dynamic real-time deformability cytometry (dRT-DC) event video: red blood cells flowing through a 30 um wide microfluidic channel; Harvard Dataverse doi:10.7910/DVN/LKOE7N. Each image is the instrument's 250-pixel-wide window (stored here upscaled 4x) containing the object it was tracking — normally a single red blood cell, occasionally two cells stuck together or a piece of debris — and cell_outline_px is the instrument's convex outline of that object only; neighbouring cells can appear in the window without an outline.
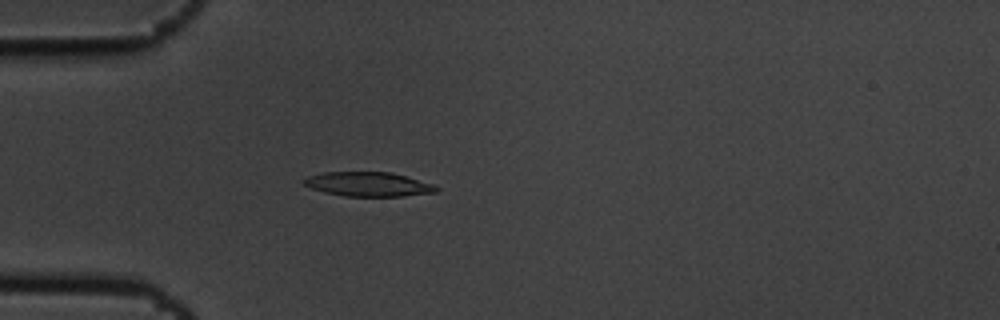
{"species": "common noctule bat (a hibernating species)", "species_latin": "Nyctalus noctula", "temperature_condition": "cold", "stored_images_in_passage": 5, "camera_frame_rate_fps": 3000, "um_per_image_px": 0.085, "animal": {"sex": "male", "body_mass_g": 19.5, "forearm_length_mm": 54.6}, "frame": {"image": 1, "passage_image": 5, "time_ms": 1.333, "image_size_px": [1000, 320], "cell_outline_px": [[440, 188], [436, 192], [404, 196], [344, 196], [324, 192], [312, 188], [304, 184], [300, 180], [308, 176], [324, 172], [392, 172], [432, 184]], "centroid_in_image_um": [31.28, 15.65], "position_along_channel_um": 53.7, "area_um2": 18.73}}